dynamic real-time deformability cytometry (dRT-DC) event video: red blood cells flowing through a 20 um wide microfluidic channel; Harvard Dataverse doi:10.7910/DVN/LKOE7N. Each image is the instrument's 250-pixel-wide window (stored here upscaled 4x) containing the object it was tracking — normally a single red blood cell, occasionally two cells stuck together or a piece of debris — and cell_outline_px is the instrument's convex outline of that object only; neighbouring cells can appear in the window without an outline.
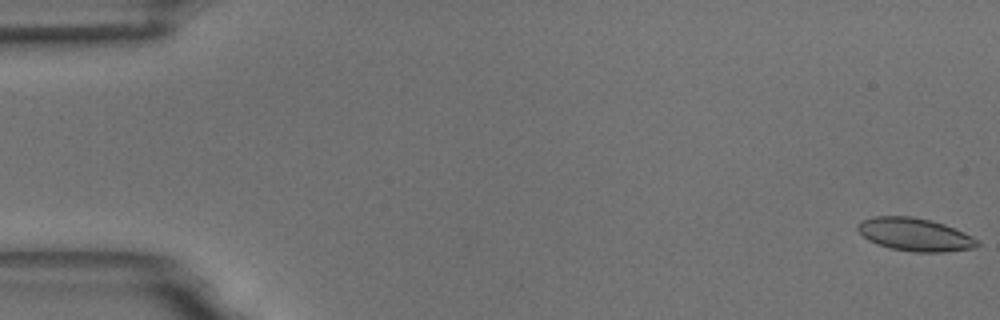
{"species": "common noctule bat (a hibernating species)", "species_latin": "Nyctalus noctula", "temperature_condition": "room temperature", "stored_images_in_passage": 57, "camera_frame_rate_fps": 3000, "um_per_image_px": 0.085, "animal": {"sex": "male", "body_mass_g": 18.8}, "frame": {"image": 1, "passage_image": 1, "time_ms": 0.0, "image_size_px": [1000, 320], "cell_outline_px": [[980, 244], [972, 248], [944, 252], [912, 252], [888, 248], [876, 244], [868, 240], [856, 228], [860, 220], [872, 216], [912, 216], [944, 224], [964, 232], [980, 240]], "centroid_in_image_um": [77.74, 19.94], "position_along_channel_um": 7.3, "area_um2": 23.12}}
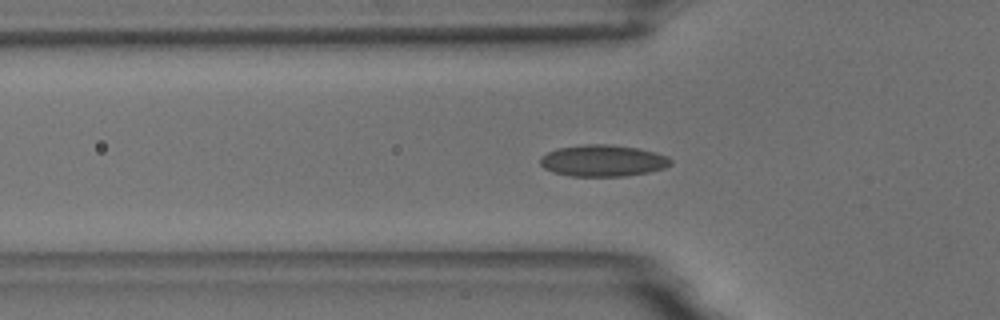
{"frame": {"image": 2, "passage_image": 19, "time_ms": 6.0, "image_size_px": [1000, 320], "cell_outline_px": [[672, 164], [664, 168], [648, 172], [624, 176], [572, 176], [552, 172], [544, 168], [540, 164], [540, 160], [548, 152], [560, 148], [584, 144], [608, 144], [640, 148], [656, 152], [668, 156], [672, 160]], "centroid_in_image_um": [51.29, 13.65], "position_along_channel_um": 74.5, "area_um2": 23.99}}
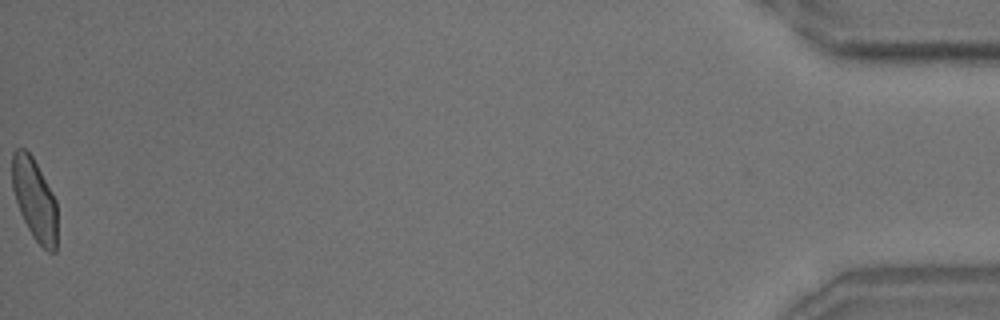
{"frame": {"image": 3, "passage_image": 57, "time_ms": 18.667, "image_size_px": [1000, 320], "cell_outline_px": [[56, 252], [48, 252], [32, 236], [20, 212], [12, 188], [12, 152], [16, 148], [24, 148], [32, 156], [52, 192], [56, 200]], "centroid_in_image_um": [2.93, 16.93], "position_along_channel_um": 432.3, "area_um2": 21.27}, "authors_computed_cell_mechanics": {"area_um2": 22.3108, "velocity_mm_per_s": 3.6073, "shape_relaxation_time_tau1_ms": 4.3448, "shape_relaxation_time_tau2_ms": 1.0484, "deformation_change_tau1": 0.1238, "deformation_change_tau2": 0.0648}}